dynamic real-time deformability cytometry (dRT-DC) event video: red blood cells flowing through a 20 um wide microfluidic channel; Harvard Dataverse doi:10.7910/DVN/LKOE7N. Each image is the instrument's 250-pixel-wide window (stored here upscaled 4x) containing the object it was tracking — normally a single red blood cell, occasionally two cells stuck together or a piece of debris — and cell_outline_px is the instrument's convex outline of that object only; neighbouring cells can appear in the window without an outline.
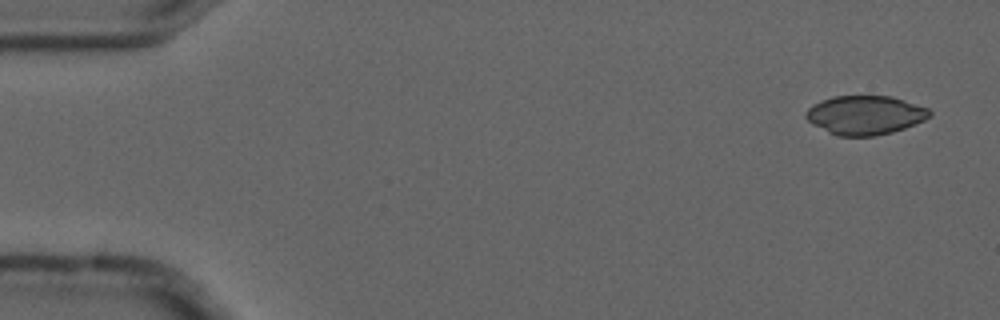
{"species": "common noctule bat (a hibernating species)", "species_latin": "Nyctalus noctula", "temperature_condition": "cold", "stored_images_in_passage": 4, "camera_frame_rate_fps": 3000, "um_per_image_px": 0.085, "animal": {"sex": "male", "forearm_length_mm": 52.5}, "frame": {"image": 1, "passage_image": 1, "time_ms": 0.0, "image_size_px": [1000, 320], "cell_outline_px": [[932, 116], [924, 120], [904, 128], [892, 132], [876, 136], [836, 136], [812, 124], [804, 116], [804, 112], [812, 104], [820, 100], [832, 96], [892, 96], [928, 108], [932, 112]], "centroid_in_image_um": [73.51, 9.78], "position_along_channel_um": 11.5, "area_um2": 28.32}}